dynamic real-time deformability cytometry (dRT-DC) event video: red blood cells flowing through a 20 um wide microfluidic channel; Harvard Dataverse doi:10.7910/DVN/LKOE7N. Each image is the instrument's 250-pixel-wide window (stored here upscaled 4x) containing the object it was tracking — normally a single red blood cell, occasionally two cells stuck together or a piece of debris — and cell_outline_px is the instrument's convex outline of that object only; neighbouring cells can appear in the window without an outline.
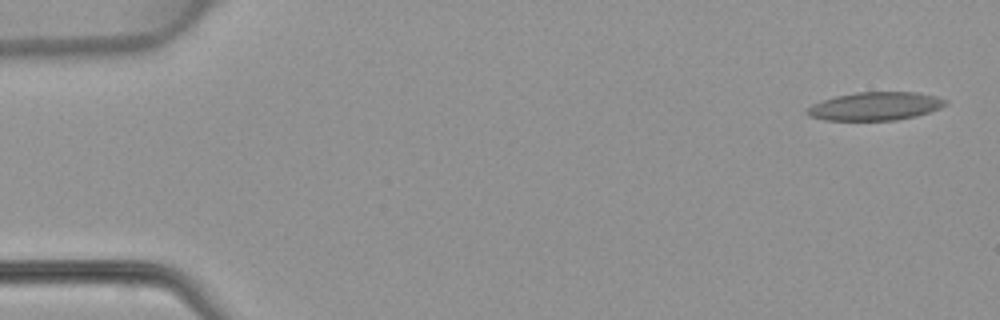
{"species": "common noctule bat (a hibernating species)", "species_latin": "Nyctalus noctula", "temperature_condition": "warm", "stored_images_in_passage": 48, "camera_frame_rate_fps": 3000, "um_per_image_px": 0.085, "animal": {"sex": "female", "body_mass_g": 22.7, "forearm_length_mm": 54.2}, "frame": {"image": 1, "passage_image": 1, "time_ms": 0.0, "image_size_px": [1000, 320], "cell_outline_px": [[948, 100], [940, 108], [916, 116], [896, 120], [824, 120], [808, 116], [804, 112], [812, 104], [836, 96], [856, 92], [916, 92], [936, 96]], "centroid_in_image_um": [74.37, 9.03], "position_along_channel_um": 10.6, "area_um2": 22.72}}
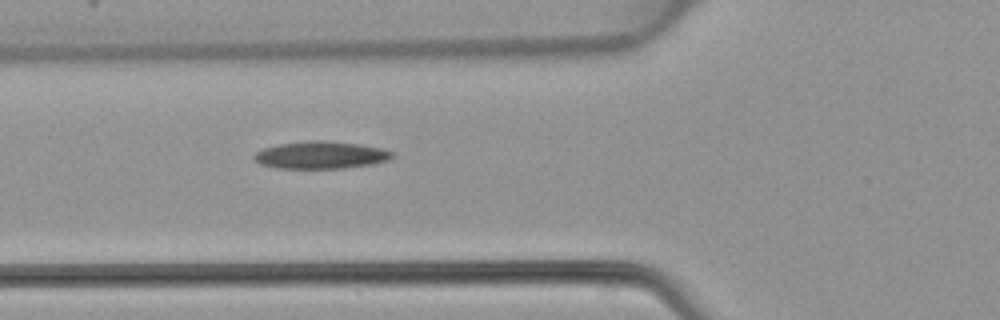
{"frame": {"image": 2, "passage_image": 17, "time_ms": 5.333, "image_size_px": [1000, 320], "cell_outline_px": [[392, 156], [388, 160], [372, 164], [344, 168], [276, 168], [260, 164], [252, 156], [256, 152], [264, 148], [280, 144], [308, 140], [324, 140], [360, 144], [380, 148], [392, 152]], "centroid_in_image_um": [27.24, 13.17], "position_along_channel_um": 98.6, "area_um2": 21.91}}
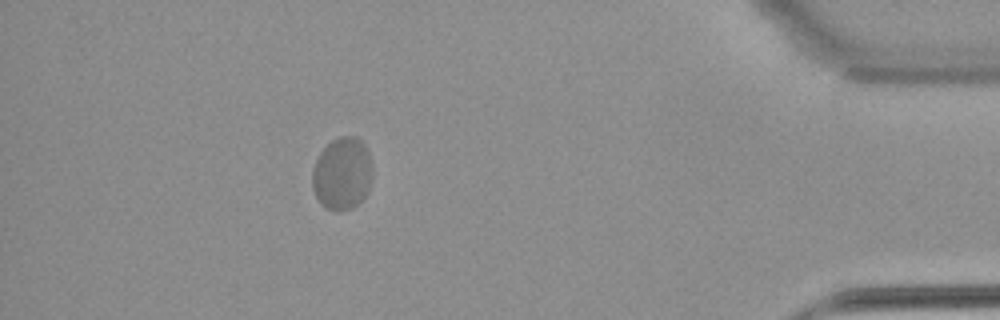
{"frame": {"image": 3, "passage_image": 43, "time_ms": 14.0, "image_size_px": [1000, 320], "cell_outline_px": [[372, 168], [368, 188], [364, 196], [356, 204], [340, 212], [324, 208], [320, 204], [312, 188], [312, 172], [316, 160], [320, 152], [332, 140], [340, 136], [356, 136], [364, 144], [368, 152]], "centroid_in_image_um": [29.05, 14.75], "position_along_channel_um": 406.1, "area_um2": 25.2}}